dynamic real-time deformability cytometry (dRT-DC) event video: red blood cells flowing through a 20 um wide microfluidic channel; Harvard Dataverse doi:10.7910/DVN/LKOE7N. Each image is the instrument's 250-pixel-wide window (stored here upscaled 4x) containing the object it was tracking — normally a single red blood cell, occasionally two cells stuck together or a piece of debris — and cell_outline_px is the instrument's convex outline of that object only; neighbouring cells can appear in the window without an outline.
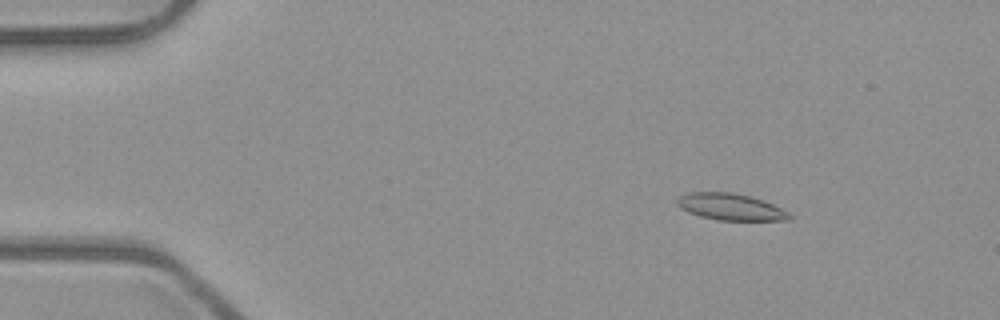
{"species": "common noctule bat (a hibernating species)", "species_latin": "Nyctalus noctula", "temperature_condition": "room temperature", "stored_images_in_passage": 51, "camera_frame_rate_fps": 3000, "um_per_image_px": 0.085, "animal": {"sex": "male", "body_mass_g": 23.1, "forearm_length_mm": 52.7}, "frame": {"image": 1, "passage_image": 6, "time_ms": 1.667, "image_size_px": [1000, 320], "cell_outline_px": [[792, 220], [716, 220], [700, 216], [688, 212], [680, 208], [676, 204], [676, 200], [680, 196], [688, 192], [732, 192], [752, 196], [764, 200], [788, 212], [792, 216]], "centroid_in_image_um": [62.09, 17.58], "position_along_channel_um": 22.9, "area_um2": 17.57}}
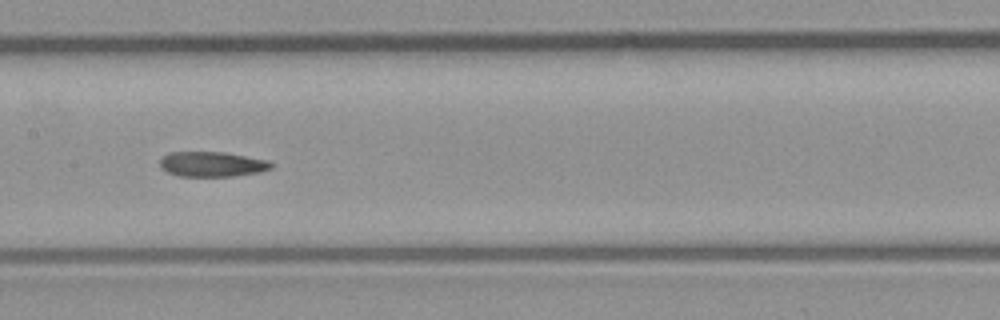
{"frame": {"image": 2, "passage_image": 25, "time_ms": 8.0, "image_size_px": [1000, 320], "cell_outline_px": [[272, 168], [260, 172], [232, 176], [176, 176], [160, 168], [160, 160], [168, 152], [224, 152], [268, 160], [272, 164]], "centroid_in_image_um": [18.01, 13.95], "position_along_channel_um": 189.4, "area_um2": 16.24}}
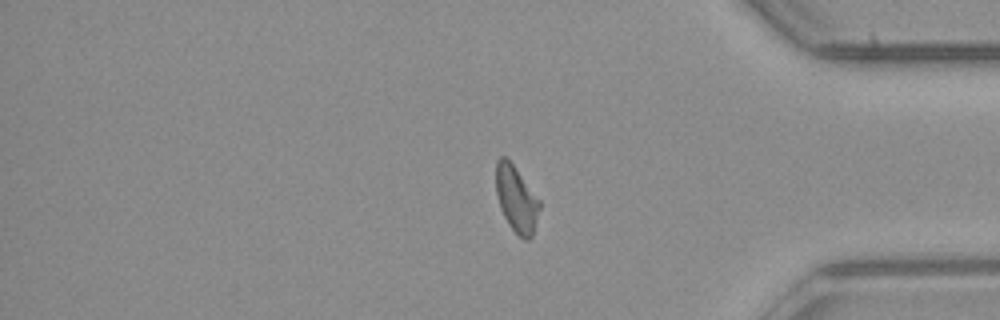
{"frame": {"image": 3, "passage_image": 42, "time_ms": 13.667, "image_size_px": [1000, 320], "cell_outline_px": [[540, 208], [532, 236], [528, 240], [524, 240], [508, 224], [500, 208], [496, 192], [496, 160], [500, 156], [504, 156], [512, 164], [540, 200]], "centroid_in_image_um": [43.88, 16.92], "position_along_channel_um": 391.3, "area_um2": 16.59}, "authors_computed_cell_mechanics": {"area_um2": 17.1088, "velocity_mm_per_s": 3.9624, "shape_relaxation_time_tau1_ms": 11.0608, "shape_relaxation_time_tau2_ms": 4.58, "deformation_change_tau1": 0.2127, "deformation_change_tau2": 0.1119}}